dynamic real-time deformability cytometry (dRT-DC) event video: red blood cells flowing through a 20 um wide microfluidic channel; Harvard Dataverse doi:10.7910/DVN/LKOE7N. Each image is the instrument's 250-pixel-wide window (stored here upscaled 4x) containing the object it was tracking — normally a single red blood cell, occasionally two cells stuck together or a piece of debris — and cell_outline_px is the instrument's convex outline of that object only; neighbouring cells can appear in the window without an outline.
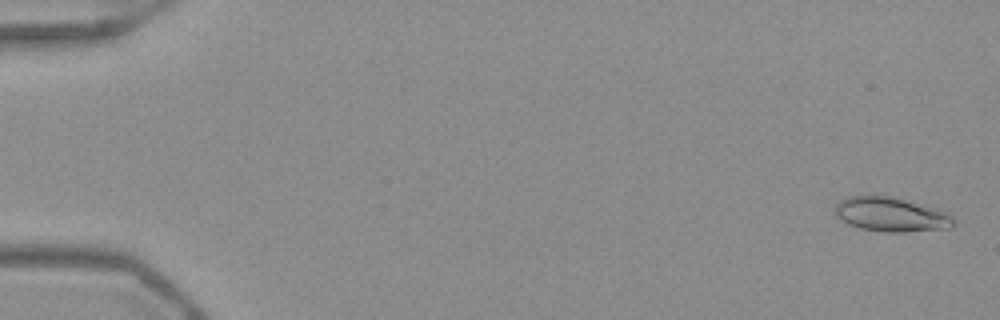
{"species": "Egyptian fruit bat (a non-hibernating species)", "species_latin": "Rousettus aegyptiacus", "temperature_condition": "warm", "stored_images_in_passage": 53, "camera_frame_rate_fps": 3000, "um_per_image_px": 0.085, "frame": {"image": 1, "passage_image": 2, "time_ms": 0.333, "image_size_px": [1000, 320], "cell_outline_px": [[956, 224], [948, 228], [904, 232], [884, 232], [860, 228], [848, 224], [836, 216], [836, 204], [840, 200], [848, 196], [888, 196], [936, 208], [948, 212], [956, 220]], "centroid_in_image_um": [75.77, 18.24], "position_along_channel_um": 9.2, "area_um2": 23.58}}
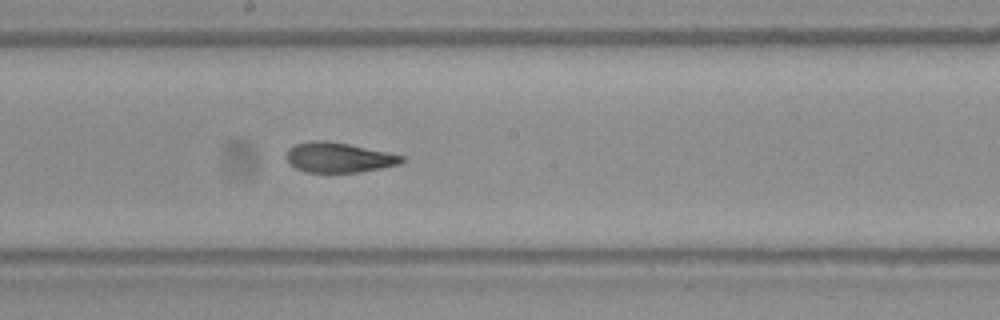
{"frame": {"image": 2, "passage_image": 30, "time_ms": 9.667, "image_size_px": [1000, 320], "cell_outline_px": [[408, 160], [400, 164], [360, 172], [304, 172], [296, 168], [284, 156], [288, 148], [296, 144], [312, 140], [324, 140], [348, 144], [388, 152], [404, 156]], "centroid_in_image_um": [28.8, 13.38], "position_along_channel_um": 219.4, "area_um2": 20.23}}
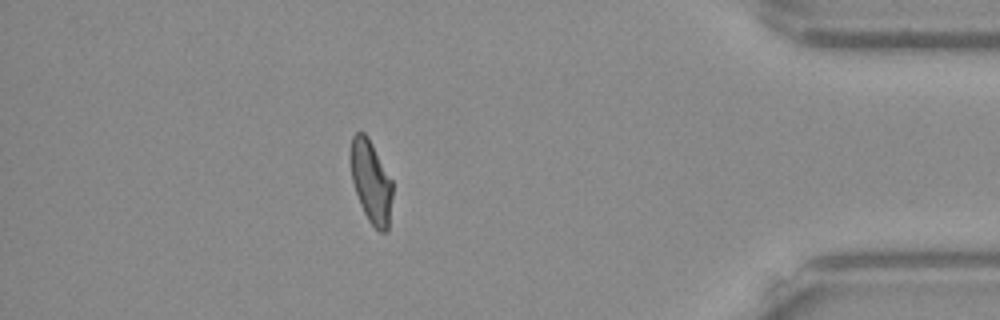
{"frame": {"image": 3, "passage_image": 47, "time_ms": 15.333, "image_size_px": [1000, 320], "cell_outline_px": [[392, 196], [388, 232], [380, 232], [368, 220], [360, 204], [352, 180], [348, 156], [352, 136], [356, 132], [364, 132], [368, 136], [392, 180]], "centroid_in_image_um": [31.51, 15.41], "position_along_channel_um": 403.7, "area_um2": 20.4}, "authors_computed_cell_mechanics": {"area_um2": 21.097, "velocity_mm_per_s": 3.9398, "shape_relaxation_time_tau1_ms": null, "shape_relaxation_time_tau2_ms": 1.7366, "deformation_change_tau1": null, "deformation_change_tau2": 0.079}}